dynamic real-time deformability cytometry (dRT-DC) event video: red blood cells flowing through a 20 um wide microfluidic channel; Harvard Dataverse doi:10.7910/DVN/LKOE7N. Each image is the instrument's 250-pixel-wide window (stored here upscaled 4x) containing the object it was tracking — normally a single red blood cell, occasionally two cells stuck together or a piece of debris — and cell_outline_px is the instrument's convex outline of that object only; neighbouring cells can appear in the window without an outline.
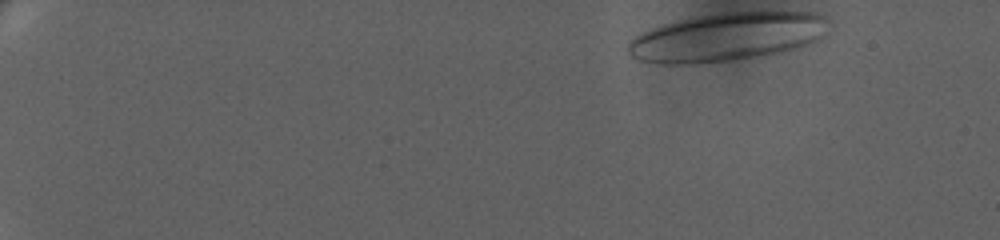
{"species": "human", "species_latin": "Homo sapiens", "temperature_condition": "warm", "stored_images_in_passage": 58, "camera_frame_rate_fps": 3000, "um_per_image_px": 0.085, "donor": {"sex": "female"}, "frame": {"image": 1, "passage_image": 1, "time_ms": 0.0, "image_size_px": [1000, 240], "cell_outline_px": [[816, 16], [800, 44], [788, 48], [772, 52], [728, 60], [680, 64], [668, 64], [640, 60], [632, 56], [628, 48], [628, 44], [636, 36], [644, 32], [664, 24], [696, 16], [724, 12], [808, 12]], "centroid_in_image_um": [61.3, 3.14], "position_along_channel_um": 23.7, "area_um2": 51.62}}
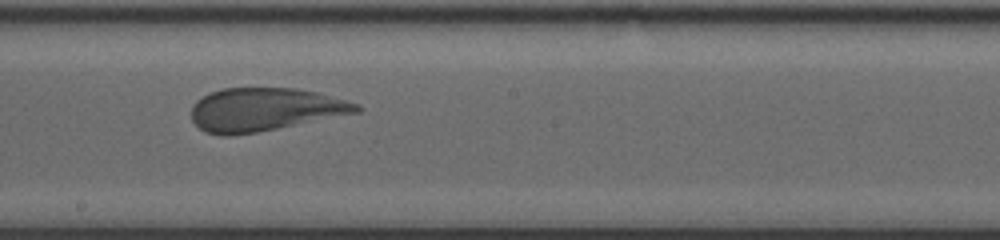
{"frame": {"image": 2, "passage_image": 34, "time_ms": 11.0, "image_size_px": [1000, 240], "cell_outline_px": [[364, 108], [360, 112], [256, 132], [228, 136], [220, 136], [204, 132], [192, 120], [192, 104], [196, 100], [212, 92], [224, 88], [296, 88], [316, 92], [360, 104]], "centroid_in_image_um": [22.49, 9.31], "position_along_channel_um": 225.7, "area_um2": 41.38}}
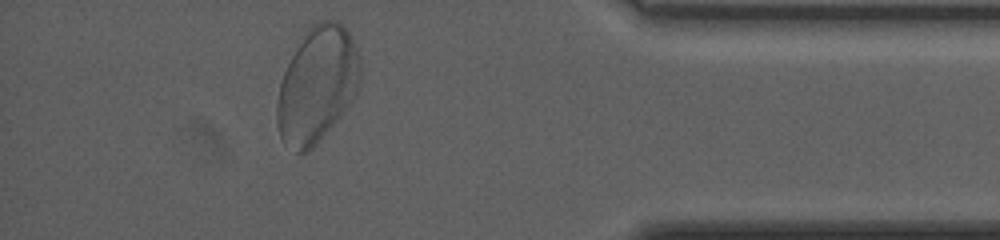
{"frame": {"image": 3, "passage_image": 53, "time_ms": 17.333, "image_size_px": [1000, 240], "cell_outline_px": [[360, 76], [356, 96], [316, 144], [308, 152], [296, 152], [284, 144], [280, 136], [276, 124], [276, 104], [280, 84], [284, 72], [296, 48], [308, 28], [312, 24], [320, 20], [336, 20], [348, 32], [360, 56]], "centroid_in_image_um": [26.94, 7.22], "position_along_channel_um": 408.3, "area_um2": 55.66}}